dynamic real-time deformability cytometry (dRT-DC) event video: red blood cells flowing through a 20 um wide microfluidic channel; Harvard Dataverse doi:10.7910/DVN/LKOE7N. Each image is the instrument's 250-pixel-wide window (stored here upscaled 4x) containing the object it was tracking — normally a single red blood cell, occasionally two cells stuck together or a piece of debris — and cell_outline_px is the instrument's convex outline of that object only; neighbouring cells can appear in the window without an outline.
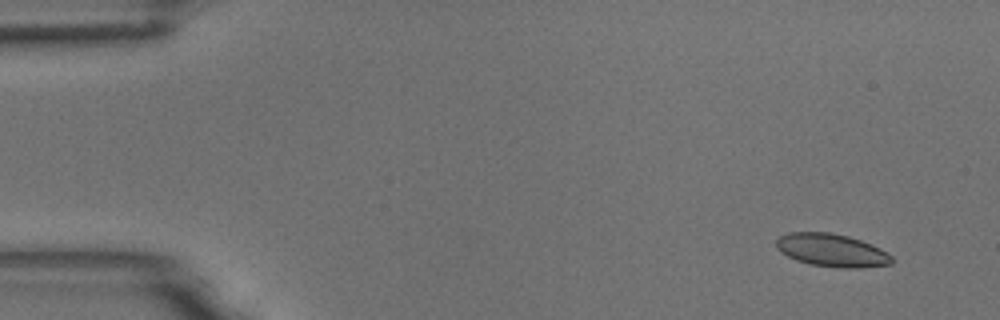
{"species": "common noctule bat (a hibernating species)", "species_latin": "Nyctalus noctula", "temperature_condition": "room temperature", "stored_images_in_passage": 6, "camera_frame_rate_fps": 3000, "um_per_image_px": 0.085, "animal": {"sex": "male", "body_mass_g": 18.8}, "frame": {"image": 1, "passage_image": 2, "time_ms": 0.333, "image_size_px": [1000, 320], "cell_outline_px": [[892, 264], [864, 268], [836, 268], [808, 264], [796, 260], [780, 252], [776, 248], [776, 240], [780, 236], [788, 232], [828, 232], [848, 236], [872, 244], [888, 252], [892, 256]], "centroid_in_image_um": [70.7, 21.28], "position_along_channel_um": 14.3, "area_um2": 22.48}}
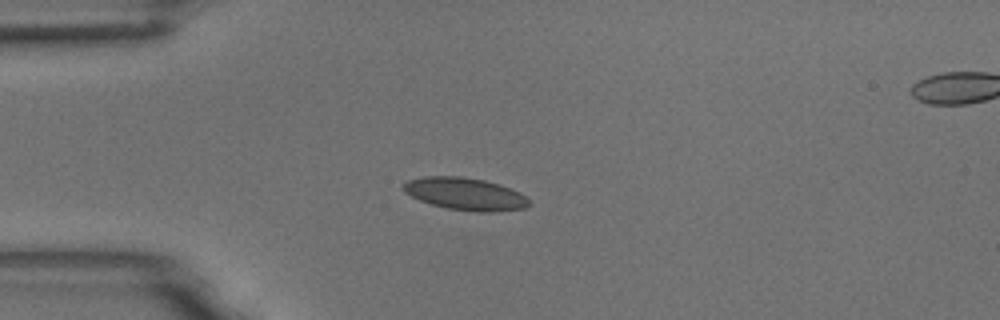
{"frame": {"image": 2, "passage_image": 5, "time_ms": 1.333, "image_size_px": [1000, 320], "cell_outline_px": [[532, 204], [524, 208], [492, 212], [476, 212], [448, 208], [432, 204], [420, 200], [404, 192], [400, 188], [400, 184], [408, 180], [424, 176], [460, 176], [484, 180], [500, 184], [520, 192]], "centroid_in_image_um": [39.52, 16.47], "position_along_channel_um": 45.5, "area_um2": 23.81}}